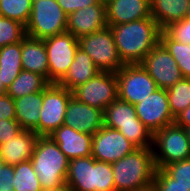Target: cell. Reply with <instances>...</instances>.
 Instances as JSON below:
<instances>
[{
    "label": "cell",
    "instance_id": "obj_1",
    "mask_svg": "<svg viewBox=\"0 0 190 191\" xmlns=\"http://www.w3.org/2000/svg\"><path fill=\"white\" fill-rule=\"evenodd\" d=\"M124 64H140L160 42L162 29L152 18L110 26Z\"/></svg>",
    "mask_w": 190,
    "mask_h": 191
},
{
    "label": "cell",
    "instance_id": "obj_2",
    "mask_svg": "<svg viewBox=\"0 0 190 191\" xmlns=\"http://www.w3.org/2000/svg\"><path fill=\"white\" fill-rule=\"evenodd\" d=\"M111 165L115 191H132L153 183L156 167L151 147L136 148Z\"/></svg>",
    "mask_w": 190,
    "mask_h": 191
},
{
    "label": "cell",
    "instance_id": "obj_3",
    "mask_svg": "<svg viewBox=\"0 0 190 191\" xmlns=\"http://www.w3.org/2000/svg\"><path fill=\"white\" fill-rule=\"evenodd\" d=\"M30 160L42 189L66 183L69 159L49 136H39Z\"/></svg>",
    "mask_w": 190,
    "mask_h": 191
},
{
    "label": "cell",
    "instance_id": "obj_4",
    "mask_svg": "<svg viewBox=\"0 0 190 191\" xmlns=\"http://www.w3.org/2000/svg\"><path fill=\"white\" fill-rule=\"evenodd\" d=\"M66 183L73 191H115L111 163L92 156L69 160Z\"/></svg>",
    "mask_w": 190,
    "mask_h": 191
},
{
    "label": "cell",
    "instance_id": "obj_5",
    "mask_svg": "<svg viewBox=\"0 0 190 191\" xmlns=\"http://www.w3.org/2000/svg\"><path fill=\"white\" fill-rule=\"evenodd\" d=\"M104 126L119 130L137 148L152 147L151 131L137 117L135 106L116 99L103 111Z\"/></svg>",
    "mask_w": 190,
    "mask_h": 191
},
{
    "label": "cell",
    "instance_id": "obj_6",
    "mask_svg": "<svg viewBox=\"0 0 190 191\" xmlns=\"http://www.w3.org/2000/svg\"><path fill=\"white\" fill-rule=\"evenodd\" d=\"M151 148L156 169L190 158V143L186 131L176 123L154 132Z\"/></svg>",
    "mask_w": 190,
    "mask_h": 191
},
{
    "label": "cell",
    "instance_id": "obj_7",
    "mask_svg": "<svg viewBox=\"0 0 190 191\" xmlns=\"http://www.w3.org/2000/svg\"><path fill=\"white\" fill-rule=\"evenodd\" d=\"M67 17L57 0H33L26 35L35 39H45L65 33Z\"/></svg>",
    "mask_w": 190,
    "mask_h": 191
},
{
    "label": "cell",
    "instance_id": "obj_8",
    "mask_svg": "<svg viewBox=\"0 0 190 191\" xmlns=\"http://www.w3.org/2000/svg\"><path fill=\"white\" fill-rule=\"evenodd\" d=\"M79 48L86 52L100 71L116 73L125 65L118 53L110 26L78 39Z\"/></svg>",
    "mask_w": 190,
    "mask_h": 191
},
{
    "label": "cell",
    "instance_id": "obj_9",
    "mask_svg": "<svg viewBox=\"0 0 190 191\" xmlns=\"http://www.w3.org/2000/svg\"><path fill=\"white\" fill-rule=\"evenodd\" d=\"M118 99L133 105L158 89L141 64H125L117 72Z\"/></svg>",
    "mask_w": 190,
    "mask_h": 191
},
{
    "label": "cell",
    "instance_id": "obj_10",
    "mask_svg": "<svg viewBox=\"0 0 190 191\" xmlns=\"http://www.w3.org/2000/svg\"><path fill=\"white\" fill-rule=\"evenodd\" d=\"M42 40L48 56V81L58 83L73 63L79 48L78 39L65 32Z\"/></svg>",
    "mask_w": 190,
    "mask_h": 191
},
{
    "label": "cell",
    "instance_id": "obj_11",
    "mask_svg": "<svg viewBox=\"0 0 190 191\" xmlns=\"http://www.w3.org/2000/svg\"><path fill=\"white\" fill-rule=\"evenodd\" d=\"M116 73L100 71L72 90V96L84 104L103 110L118 98Z\"/></svg>",
    "mask_w": 190,
    "mask_h": 191
},
{
    "label": "cell",
    "instance_id": "obj_12",
    "mask_svg": "<svg viewBox=\"0 0 190 191\" xmlns=\"http://www.w3.org/2000/svg\"><path fill=\"white\" fill-rule=\"evenodd\" d=\"M72 91L57 83H50L43 90L40 109L39 136H48L64 124V117Z\"/></svg>",
    "mask_w": 190,
    "mask_h": 191
},
{
    "label": "cell",
    "instance_id": "obj_13",
    "mask_svg": "<svg viewBox=\"0 0 190 191\" xmlns=\"http://www.w3.org/2000/svg\"><path fill=\"white\" fill-rule=\"evenodd\" d=\"M140 64L161 89H168L184 78L176 61L161 42Z\"/></svg>",
    "mask_w": 190,
    "mask_h": 191
},
{
    "label": "cell",
    "instance_id": "obj_14",
    "mask_svg": "<svg viewBox=\"0 0 190 191\" xmlns=\"http://www.w3.org/2000/svg\"><path fill=\"white\" fill-rule=\"evenodd\" d=\"M136 148L119 130L103 126L93 135L91 156L97 161L113 163Z\"/></svg>",
    "mask_w": 190,
    "mask_h": 191
},
{
    "label": "cell",
    "instance_id": "obj_15",
    "mask_svg": "<svg viewBox=\"0 0 190 191\" xmlns=\"http://www.w3.org/2000/svg\"><path fill=\"white\" fill-rule=\"evenodd\" d=\"M137 117L153 134L175 123L171 114L166 89L158 88L140 103L134 105Z\"/></svg>",
    "mask_w": 190,
    "mask_h": 191
},
{
    "label": "cell",
    "instance_id": "obj_16",
    "mask_svg": "<svg viewBox=\"0 0 190 191\" xmlns=\"http://www.w3.org/2000/svg\"><path fill=\"white\" fill-rule=\"evenodd\" d=\"M107 26L106 5L92 4L68 15L66 32L79 39Z\"/></svg>",
    "mask_w": 190,
    "mask_h": 191
},
{
    "label": "cell",
    "instance_id": "obj_17",
    "mask_svg": "<svg viewBox=\"0 0 190 191\" xmlns=\"http://www.w3.org/2000/svg\"><path fill=\"white\" fill-rule=\"evenodd\" d=\"M64 124L82 133L94 135L104 126L103 110L84 104L72 96L68 101Z\"/></svg>",
    "mask_w": 190,
    "mask_h": 191
},
{
    "label": "cell",
    "instance_id": "obj_18",
    "mask_svg": "<svg viewBox=\"0 0 190 191\" xmlns=\"http://www.w3.org/2000/svg\"><path fill=\"white\" fill-rule=\"evenodd\" d=\"M59 145L60 150L71 160L92 155L93 135L82 133L65 124L48 135Z\"/></svg>",
    "mask_w": 190,
    "mask_h": 191
},
{
    "label": "cell",
    "instance_id": "obj_19",
    "mask_svg": "<svg viewBox=\"0 0 190 191\" xmlns=\"http://www.w3.org/2000/svg\"><path fill=\"white\" fill-rule=\"evenodd\" d=\"M108 26L150 18V0H112L106 4Z\"/></svg>",
    "mask_w": 190,
    "mask_h": 191
},
{
    "label": "cell",
    "instance_id": "obj_20",
    "mask_svg": "<svg viewBox=\"0 0 190 191\" xmlns=\"http://www.w3.org/2000/svg\"><path fill=\"white\" fill-rule=\"evenodd\" d=\"M39 135L34 131L22 130L19 135L0 144V157L6 165H16L31 159Z\"/></svg>",
    "mask_w": 190,
    "mask_h": 191
},
{
    "label": "cell",
    "instance_id": "obj_21",
    "mask_svg": "<svg viewBox=\"0 0 190 191\" xmlns=\"http://www.w3.org/2000/svg\"><path fill=\"white\" fill-rule=\"evenodd\" d=\"M99 72L100 70L94 64L91 57L78 48L73 63L70 65L65 76L57 84L72 91L79 85L92 79Z\"/></svg>",
    "mask_w": 190,
    "mask_h": 191
},
{
    "label": "cell",
    "instance_id": "obj_22",
    "mask_svg": "<svg viewBox=\"0 0 190 191\" xmlns=\"http://www.w3.org/2000/svg\"><path fill=\"white\" fill-rule=\"evenodd\" d=\"M43 102V91L27 94L14 99L15 119L23 130L34 131L39 135L40 109Z\"/></svg>",
    "mask_w": 190,
    "mask_h": 191
},
{
    "label": "cell",
    "instance_id": "obj_23",
    "mask_svg": "<svg viewBox=\"0 0 190 191\" xmlns=\"http://www.w3.org/2000/svg\"><path fill=\"white\" fill-rule=\"evenodd\" d=\"M22 69L44 76L48 80V56L42 39L26 36L21 42Z\"/></svg>",
    "mask_w": 190,
    "mask_h": 191
},
{
    "label": "cell",
    "instance_id": "obj_24",
    "mask_svg": "<svg viewBox=\"0 0 190 191\" xmlns=\"http://www.w3.org/2000/svg\"><path fill=\"white\" fill-rule=\"evenodd\" d=\"M190 0H150L151 17L162 30L186 18Z\"/></svg>",
    "mask_w": 190,
    "mask_h": 191
},
{
    "label": "cell",
    "instance_id": "obj_25",
    "mask_svg": "<svg viewBox=\"0 0 190 191\" xmlns=\"http://www.w3.org/2000/svg\"><path fill=\"white\" fill-rule=\"evenodd\" d=\"M21 42L0 48V76L6 88L22 71Z\"/></svg>",
    "mask_w": 190,
    "mask_h": 191
},
{
    "label": "cell",
    "instance_id": "obj_26",
    "mask_svg": "<svg viewBox=\"0 0 190 191\" xmlns=\"http://www.w3.org/2000/svg\"><path fill=\"white\" fill-rule=\"evenodd\" d=\"M50 82L40 74L22 70L17 78L7 88V95L13 99L24 97L27 94L43 91Z\"/></svg>",
    "mask_w": 190,
    "mask_h": 191
},
{
    "label": "cell",
    "instance_id": "obj_27",
    "mask_svg": "<svg viewBox=\"0 0 190 191\" xmlns=\"http://www.w3.org/2000/svg\"><path fill=\"white\" fill-rule=\"evenodd\" d=\"M160 42L176 61L182 76L190 79V44L175 41L164 30L161 31Z\"/></svg>",
    "mask_w": 190,
    "mask_h": 191
},
{
    "label": "cell",
    "instance_id": "obj_28",
    "mask_svg": "<svg viewBox=\"0 0 190 191\" xmlns=\"http://www.w3.org/2000/svg\"><path fill=\"white\" fill-rule=\"evenodd\" d=\"M14 166V191H42L37 174L31 160L20 162Z\"/></svg>",
    "mask_w": 190,
    "mask_h": 191
},
{
    "label": "cell",
    "instance_id": "obj_29",
    "mask_svg": "<svg viewBox=\"0 0 190 191\" xmlns=\"http://www.w3.org/2000/svg\"><path fill=\"white\" fill-rule=\"evenodd\" d=\"M166 91L171 114L176 118L190 106V79L183 78Z\"/></svg>",
    "mask_w": 190,
    "mask_h": 191
},
{
    "label": "cell",
    "instance_id": "obj_30",
    "mask_svg": "<svg viewBox=\"0 0 190 191\" xmlns=\"http://www.w3.org/2000/svg\"><path fill=\"white\" fill-rule=\"evenodd\" d=\"M33 0H0V16L27 25L32 12Z\"/></svg>",
    "mask_w": 190,
    "mask_h": 191
},
{
    "label": "cell",
    "instance_id": "obj_31",
    "mask_svg": "<svg viewBox=\"0 0 190 191\" xmlns=\"http://www.w3.org/2000/svg\"><path fill=\"white\" fill-rule=\"evenodd\" d=\"M26 36L25 25L19 21L0 16V48L22 42Z\"/></svg>",
    "mask_w": 190,
    "mask_h": 191
},
{
    "label": "cell",
    "instance_id": "obj_32",
    "mask_svg": "<svg viewBox=\"0 0 190 191\" xmlns=\"http://www.w3.org/2000/svg\"><path fill=\"white\" fill-rule=\"evenodd\" d=\"M163 170L178 184L190 190V158L170 163Z\"/></svg>",
    "mask_w": 190,
    "mask_h": 191
},
{
    "label": "cell",
    "instance_id": "obj_33",
    "mask_svg": "<svg viewBox=\"0 0 190 191\" xmlns=\"http://www.w3.org/2000/svg\"><path fill=\"white\" fill-rule=\"evenodd\" d=\"M164 31L175 41L190 44V19L173 22Z\"/></svg>",
    "mask_w": 190,
    "mask_h": 191
},
{
    "label": "cell",
    "instance_id": "obj_34",
    "mask_svg": "<svg viewBox=\"0 0 190 191\" xmlns=\"http://www.w3.org/2000/svg\"><path fill=\"white\" fill-rule=\"evenodd\" d=\"M153 184L157 191H190L182 185L178 184L163 169H156Z\"/></svg>",
    "mask_w": 190,
    "mask_h": 191
},
{
    "label": "cell",
    "instance_id": "obj_35",
    "mask_svg": "<svg viewBox=\"0 0 190 191\" xmlns=\"http://www.w3.org/2000/svg\"><path fill=\"white\" fill-rule=\"evenodd\" d=\"M22 127L16 119L0 120V144L16 137L22 131Z\"/></svg>",
    "mask_w": 190,
    "mask_h": 191
},
{
    "label": "cell",
    "instance_id": "obj_36",
    "mask_svg": "<svg viewBox=\"0 0 190 191\" xmlns=\"http://www.w3.org/2000/svg\"><path fill=\"white\" fill-rule=\"evenodd\" d=\"M60 7L67 16L78 9L85 8L92 4H102L99 0H57Z\"/></svg>",
    "mask_w": 190,
    "mask_h": 191
},
{
    "label": "cell",
    "instance_id": "obj_37",
    "mask_svg": "<svg viewBox=\"0 0 190 191\" xmlns=\"http://www.w3.org/2000/svg\"><path fill=\"white\" fill-rule=\"evenodd\" d=\"M15 119L14 99L7 95H0V120Z\"/></svg>",
    "mask_w": 190,
    "mask_h": 191
},
{
    "label": "cell",
    "instance_id": "obj_38",
    "mask_svg": "<svg viewBox=\"0 0 190 191\" xmlns=\"http://www.w3.org/2000/svg\"><path fill=\"white\" fill-rule=\"evenodd\" d=\"M0 178V188H10L13 187L14 180V166L13 165H5L1 171Z\"/></svg>",
    "mask_w": 190,
    "mask_h": 191
},
{
    "label": "cell",
    "instance_id": "obj_39",
    "mask_svg": "<svg viewBox=\"0 0 190 191\" xmlns=\"http://www.w3.org/2000/svg\"><path fill=\"white\" fill-rule=\"evenodd\" d=\"M175 123L182 128L190 127V106L175 118Z\"/></svg>",
    "mask_w": 190,
    "mask_h": 191
},
{
    "label": "cell",
    "instance_id": "obj_40",
    "mask_svg": "<svg viewBox=\"0 0 190 191\" xmlns=\"http://www.w3.org/2000/svg\"><path fill=\"white\" fill-rule=\"evenodd\" d=\"M42 191H73V190L71 189V187L67 183H64L59 187L42 189Z\"/></svg>",
    "mask_w": 190,
    "mask_h": 191
},
{
    "label": "cell",
    "instance_id": "obj_41",
    "mask_svg": "<svg viewBox=\"0 0 190 191\" xmlns=\"http://www.w3.org/2000/svg\"><path fill=\"white\" fill-rule=\"evenodd\" d=\"M132 191H157V189H156L155 185L153 183H151L148 186L142 187L140 189H135Z\"/></svg>",
    "mask_w": 190,
    "mask_h": 191
},
{
    "label": "cell",
    "instance_id": "obj_42",
    "mask_svg": "<svg viewBox=\"0 0 190 191\" xmlns=\"http://www.w3.org/2000/svg\"><path fill=\"white\" fill-rule=\"evenodd\" d=\"M6 93H7V88L4 86V84L2 82V78L0 76V95L6 94Z\"/></svg>",
    "mask_w": 190,
    "mask_h": 191
},
{
    "label": "cell",
    "instance_id": "obj_43",
    "mask_svg": "<svg viewBox=\"0 0 190 191\" xmlns=\"http://www.w3.org/2000/svg\"><path fill=\"white\" fill-rule=\"evenodd\" d=\"M184 129H185V131H186L187 138H188V141H189V143H190V127H186V128H184Z\"/></svg>",
    "mask_w": 190,
    "mask_h": 191
},
{
    "label": "cell",
    "instance_id": "obj_44",
    "mask_svg": "<svg viewBox=\"0 0 190 191\" xmlns=\"http://www.w3.org/2000/svg\"><path fill=\"white\" fill-rule=\"evenodd\" d=\"M6 165V163L4 162V160L0 157V171L1 169ZM0 178H1V173H0Z\"/></svg>",
    "mask_w": 190,
    "mask_h": 191
},
{
    "label": "cell",
    "instance_id": "obj_45",
    "mask_svg": "<svg viewBox=\"0 0 190 191\" xmlns=\"http://www.w3.org/2000/svg\"><path fill=\"white\" fill-rule=\"evenodd\" d=\"M0 191H14L13 187L10 188H0Z\"/></svg>",
    "mask_w": 190,
    "mask_h": 191
},
{
    "label": "cell",
    "instance_id": "obj_46",
    "mask_svg": "<svg viewBox=\"0 0 190 191\" xmlns=\"http://www.w3.org/2000/svg\"><path fill=\"white\" fill-rule=\"evenodd\" d=\"M186 18L190 19V5H189V7L187 9Z\"/></svg>",
    "mask_w": 190,
    "mask_h": 191
},
{
    "label": "cell",
    "instance_id": "obj_47",
    "mask_svg": "<svg viewBox=\"0 0 190 191\" xmlns=\"http://www.w3.org/2000/svg\"><path fill=\"white\" fill-rule=\"evenodd\" d=\"M102 4L106 5L112 0H99Z\"/></svg>",
    "mask_w": 190,
    "mask_h": 191
}]
</instances>
